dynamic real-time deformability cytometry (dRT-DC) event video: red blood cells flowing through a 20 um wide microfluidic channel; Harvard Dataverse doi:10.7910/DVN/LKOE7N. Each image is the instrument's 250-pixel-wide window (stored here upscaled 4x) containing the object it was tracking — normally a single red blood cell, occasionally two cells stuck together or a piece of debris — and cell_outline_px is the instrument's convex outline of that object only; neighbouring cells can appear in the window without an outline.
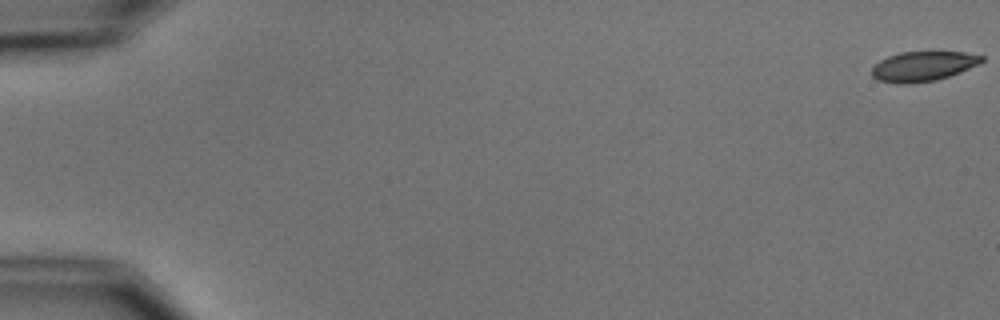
{"species": "common noctule bat (a hibernating species)", "species_latin": "Nyctalus noctula", "temperature_condition": "cold", "stored_images_in_passage": 5, "camera_frame_rate_fps": 3000, "um_per_image_px": 0.085, "animal": {"sex": "male", "body_mass_g": 15.6}, "frame": {"image": 1, "passage_image": 1, "time_ms": 0.0, "image_size_px": [1000, 320], "cell_outline_px": [[984, 60], [980, 64], [960, 72], [936, 80], [908, 84], [896, 84], [876, 80], [872, 76], [872, 68], [880, 60], [888, 56], [900, 52], [964, 52], [984, 56]], "centroid_in_image_um": [78.45, 5.64], "position_along_channel_um": 6.6, "area_um2": 19.19}}
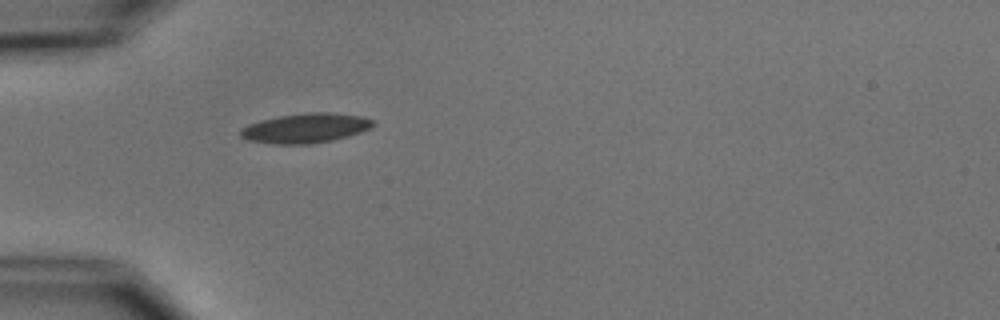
{"frame": {"image": 2, "passage_image": 5, "time_ms": 5.667, "image_size_px": [1000, 320], "cell_outline_px": [[376, 124], [360, 132], [348, 136], [332, 140], [308, 144], [276, 144], [248, 140], [240, 136], [240, 128], [248, 124], [260, 120], [280, 116], [304, 112], [328, 112], [364, 116], [376, 120]], "centroid_in_image_um": [25.98, 10.88], "position_along_channel_um": 59.0, "area_um2": 23.0}}